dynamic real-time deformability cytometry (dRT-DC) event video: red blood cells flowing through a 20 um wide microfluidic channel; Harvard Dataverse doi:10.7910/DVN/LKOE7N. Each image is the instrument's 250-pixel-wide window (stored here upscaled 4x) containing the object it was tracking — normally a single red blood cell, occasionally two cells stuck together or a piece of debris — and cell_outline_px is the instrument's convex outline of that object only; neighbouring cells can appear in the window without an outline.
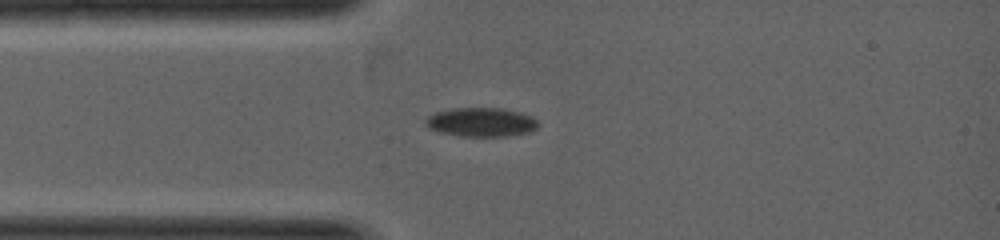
{"species": "common noctule bat (a hibernating species)", "species_latin": "Nyctalus noctula", "temperature_condition": "warm", "stored_images_in_passage": 3, "camera_frame_rate_fps": 5000, "um_per_image_px": 0.085, "animal": {"sex": "female", "body_mass_g": 19.0, "forearm_length_mm": 53.3}, "frame": {"image": 1, "passage_image": 3, "time_ms": 2.4, "image_size_px": [1000, 240], "cell_outline_px": [[540, 124], [536, 128], [528, 132], [508, 136], [460, 136], [440, 132], [428, 128], [424, 124], [424, 120], [428, 116], [436, 112], [452, 108], [500, 108], [520, 112], [532, 116]], "centroid_in_image_um": [40.88, 10.38], "position_along_channel_um": 44.1, "area_um2": 19.07}}